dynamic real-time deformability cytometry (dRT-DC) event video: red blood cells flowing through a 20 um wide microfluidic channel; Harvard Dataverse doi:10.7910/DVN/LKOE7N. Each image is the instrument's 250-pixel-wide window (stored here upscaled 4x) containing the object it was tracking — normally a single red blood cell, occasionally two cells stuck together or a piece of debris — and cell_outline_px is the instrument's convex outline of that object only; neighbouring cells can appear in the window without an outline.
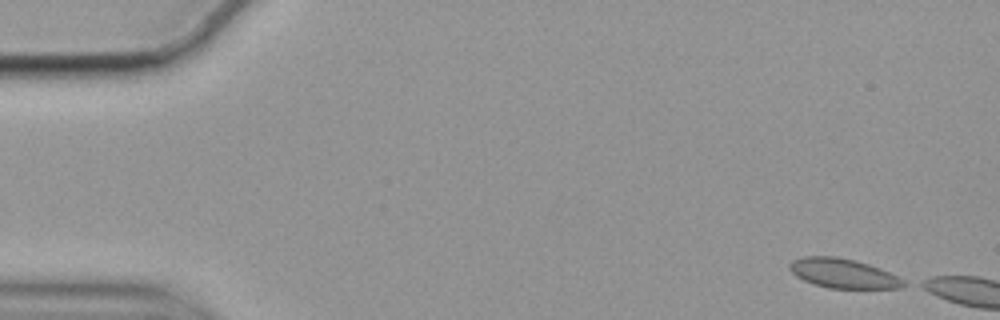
{"species": "common noctule bat (a hibernating species)", "species_latin": "Nyctalus noctula", "temperature_condition": "cold", "stored_images_in_passage": 10, "camera_frame_rate_fps": 3000, "um_per_image_px": 0.085, "animal": {"sex": "female", "body_mass_g": 19.9}, "frame": {"image": 1, "passage_image": 1, "time_ms": 0.0, "image_size_px": [1000, 320], "cell_outline_px": [[908, 284], [900, 288], [828, 288], [812, 284], [796, 276], [788, 268], [788, 264], [792, 260], [804, 256], [836, 256], [868, 264], [880, 268], [904, 280]], "centroid_in_image_um": [71.63, 23.24], "position_along_channel_um": 13.4, "area_um2": 19.54}}